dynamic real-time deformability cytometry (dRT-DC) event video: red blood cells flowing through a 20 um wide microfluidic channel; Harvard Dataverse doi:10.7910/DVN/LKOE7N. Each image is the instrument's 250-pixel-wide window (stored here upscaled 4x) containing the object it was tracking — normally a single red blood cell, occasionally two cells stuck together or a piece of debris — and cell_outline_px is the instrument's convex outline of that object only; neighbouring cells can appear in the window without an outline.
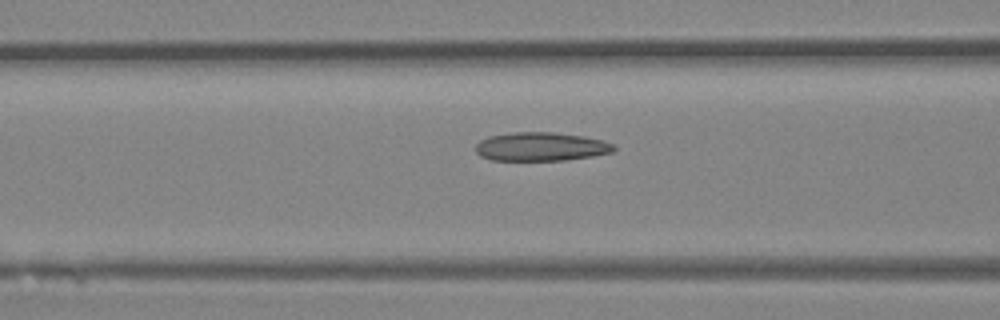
{"species": "Egyptian fruit bat (a non-hibernating species)", "species_latin": "Rousettus aegyptiacus", "temperature_condition": "room temperature", "stored_images_in_passage": 14, "camera_frame_rate_fps": 3000, "um_per_image_px": 0.085, "animal": {"sex": "female"}, "frame": {"image": 1, "passage_image": 12, "time_ms": 3.667, "image_size_px": [1000, 320], "cell_outline_px": [[616, 148], [612, 152], [592, 156], [568, 160], [492, 160], [480, 156], [476, 152], [476, 144], [480, 140], [488, 136], [512, 132], [552, 132], [584, 136], [604, 140], [616, 144]], "centroid_in_image_um": [46.0, 12.46], "position_along_channel_um": 120.6, "area_um2": 23.29}}